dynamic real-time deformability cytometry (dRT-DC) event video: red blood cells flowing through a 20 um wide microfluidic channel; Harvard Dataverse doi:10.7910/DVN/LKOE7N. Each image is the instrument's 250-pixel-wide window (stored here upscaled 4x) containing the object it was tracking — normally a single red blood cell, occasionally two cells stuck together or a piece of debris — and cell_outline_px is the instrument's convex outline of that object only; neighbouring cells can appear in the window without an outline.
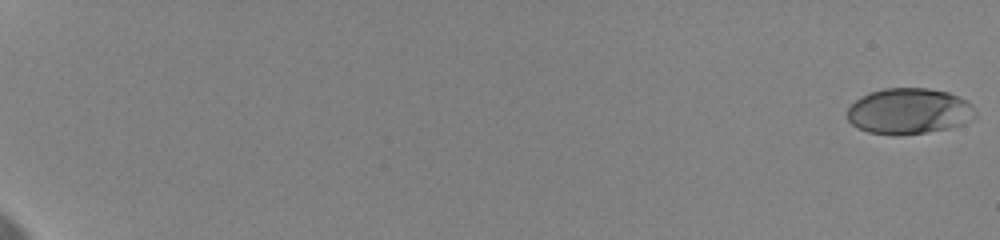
{"species": "human", "species_latin": "Homo sapiens", "temperature_condition": "cold", "stored_images_in_passage": 30, "camera_frame_rate_fps": 3000, "um_per_image_px": 0.085, "donor": {"sex": "female"}, "frame": {"image": 1, "passage_image": 1, "time_ms": 0.0, "image_size_px": [1000, 240], "cell_outline_px": [[976, 116], [972, 120], [964, 124], [948, 128], [924, 132], [868, 132], [852, 124], [848, 120], [848, 108], [856, 100], [872, 92], [884, 88], [928, 88], [948, 92], [968, 100], [972, 104], [976, 112]], "centroid_in_image_um": [77.34, 9.41], "position_along_channel_um": 7.7, "area_um2": 33.47}}
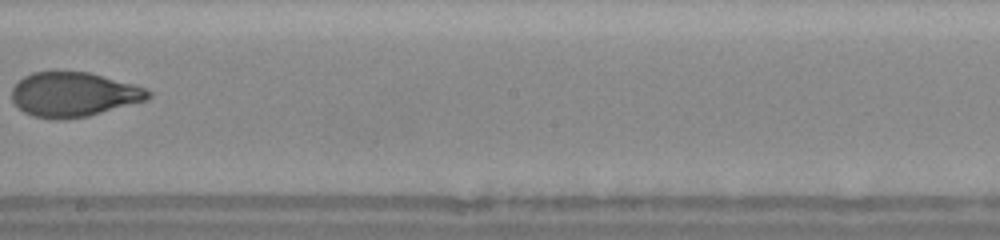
{"frame": {"image": 2, "passage_image": 20, "time_ms": 13.0, "image_size_px": [1000, 240], "cell_outline_px": [[152, 96], [144, 100], [88, 116], [60, 120], [52, 120], [32, 116], [24, 112], [12, 100], [12, 88], [24, 76], [32, 72], [88, 72], [132, 84], [144, 88], [152, 92]], "centroid_in_image_um": [6.22, 8.04], "position_along_channel_um": 242.0, "area_um2": 35.03}}
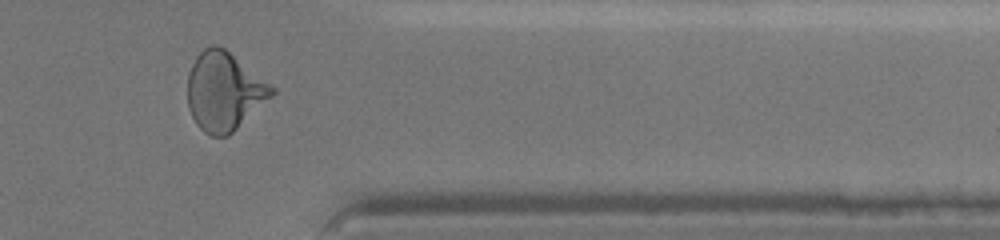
{"frame": {"image": 3, "passage_image": 26, "time_ms": 17.333, "image_size_px": [1000, 240], "cell_outline_px": [[276, 92], [272, 96], [228, 136], [212, 136], [204, 132], [196, 124], [188, 108], [188, 72], [196, 56], [204, 48], [212, 44], [216, 44], [224, 48], [276, 88]], "centroid_in_image_um": [19.04, 7.76], "position_along_channel_um": 392.4, "area_um2": 38.32}, "authors_computed_cell_mechanics": {"area_um2": 35.1135, "velocity_mm_per_s": 3.5579, "shape_relaxation_time_tau1_ms": 4.5599, "shape_relaxation_time_tau2_ms": 1.4269, "deformation_change_tau1": 0.1828, "deformation_change_tau2": 0.0555}}